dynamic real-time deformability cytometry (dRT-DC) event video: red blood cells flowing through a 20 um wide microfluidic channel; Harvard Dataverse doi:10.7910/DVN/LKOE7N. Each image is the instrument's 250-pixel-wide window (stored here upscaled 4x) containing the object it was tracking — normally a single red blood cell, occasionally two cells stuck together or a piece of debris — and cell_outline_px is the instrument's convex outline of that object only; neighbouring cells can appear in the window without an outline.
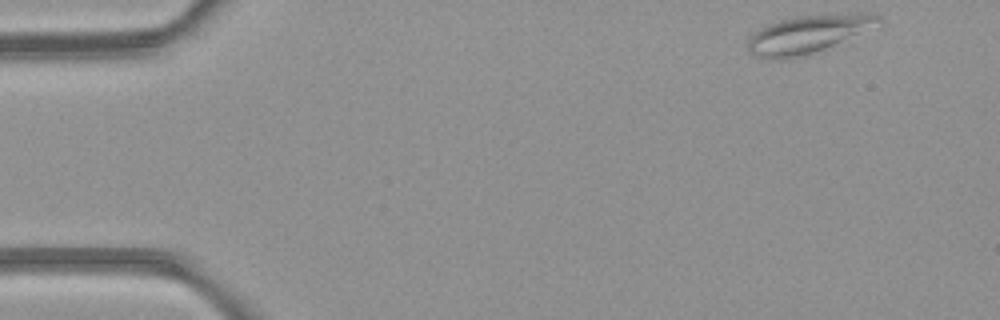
{"species": "common noctule bat (a hibernating species)", "species_latin": "Nyctalus noctula", "temperature_condition": "room temperature", "stored_images_in_passage": 5, "camera_frame_rate_fps": 3000, "um_per_image_px": 0.085, "animal": {"sex": "female", "body_mass_g": 21.9}, "frame": {"image": 1, "passage_image": 1, "time_ms": 0.0, "image_size_px": [1000, 320], "cell_outline_px": [[884, 20], [880, 28], [808, 56], [788, 60], [772, 60], [752, 56], [748, 52], [748, 40], [752, 32], [780, 20], [796, 16], [860, 12], [876, 12]], "centroid_in_image_um": [68.84, 2.92], "position_along_channel_um": 16.2, "area_um2": 30.63}}